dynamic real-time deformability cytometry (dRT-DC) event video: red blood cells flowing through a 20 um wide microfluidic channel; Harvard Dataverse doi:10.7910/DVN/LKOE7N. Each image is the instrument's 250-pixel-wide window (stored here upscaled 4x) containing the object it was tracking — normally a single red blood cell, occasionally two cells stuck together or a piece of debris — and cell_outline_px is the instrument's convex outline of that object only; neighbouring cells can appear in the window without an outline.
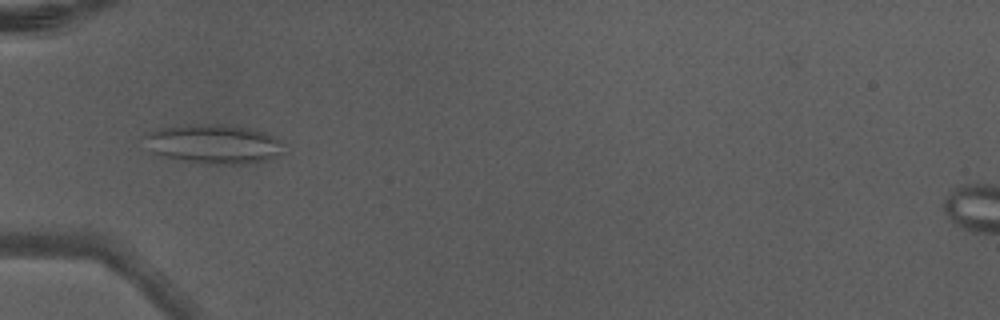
{"species": "Egyptian fruit bat (a non-hibernating species)", "species_latin": "Rousettus aegyptiacus", "temperature_condition": "warm", "stored_images_in_passage": 5, "camera_frame_rate_fps": 3000, "um_per_image_px": 0.085, "animal": {"sex": "male"}, "frame": {"image": 1, "passage_image": 5, "time_ms": 1.333, "image_size_px": [1000, 320], "cell_outline_px": [[284, 152], [268, 160], [248, 164], [200, 164], [152, 152], [144, 136], [148, 132], [164, 128], [192, 124], [232, 124], [252, 128], [264, 132], [280, 140]], "centroid_in_image_um": [18.24, 12.24], "position_along_channel_um": 66.8, "area_um2": 31.79}}